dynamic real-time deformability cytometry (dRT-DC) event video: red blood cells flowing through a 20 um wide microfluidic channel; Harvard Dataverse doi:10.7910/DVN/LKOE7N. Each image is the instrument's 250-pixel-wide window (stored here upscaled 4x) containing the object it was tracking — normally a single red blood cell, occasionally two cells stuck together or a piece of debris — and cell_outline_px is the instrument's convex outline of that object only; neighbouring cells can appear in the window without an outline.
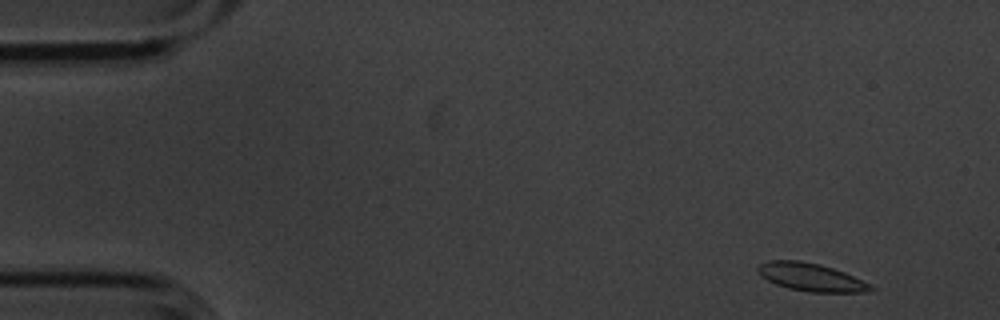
{"species": "common noctule bat (a hibernating species)", "species_latin": "Nyctalus noctula", "temperature_condition": "cold", "stored_images_in_passage": 4, "camera_frame_rate_fps": 3000, "um_per_image_px": 0.085, "animal": {"sex": "male", "body_mass_g": 20.1, "forearm_length_mm": 53.5}, "frame": {"image": 1, "passage_image": 1, "time_ms": 0.0, "image_size_px": [1000, 320], "cell_outline_px": [[876, 288], [868, 292], [808, 292], [788, 288], [776, 284], [768, 280], [756, 272], [756, 268], [760, 264], [768, 260], [800, 260], [820, 264], [844, 272]], "centroid_in_image_um": [68.88, 23.55], "position_along_channel_um": 16.1, "area_um2": 18.26}}
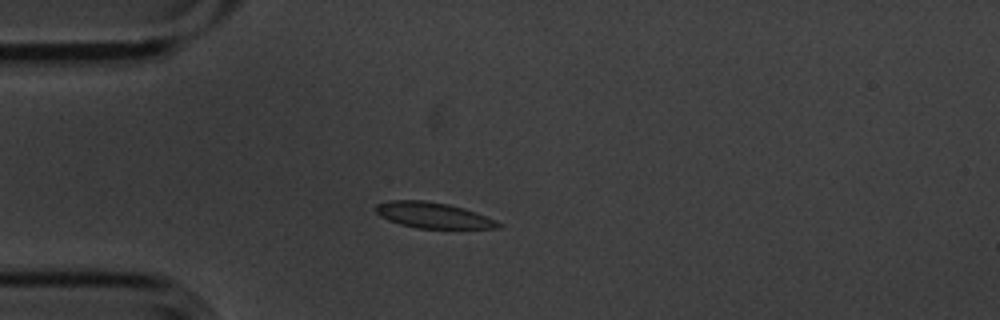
{"frame": {"image": 2, "passage_image": 4, "time_ms": 1.0, "image_size_px": [1000, 320], "cell_outline_px": [[504, 224], [500, 228], [416, 228], [400, 224], [388, 220], [380, 216], [372, 208], [376, 204], [388, 200], [424, 200], [448, 204], [464, 208], [476, 212], [496, 220]], "centroid_in_image_um": [36.79, 18.29], "position_along_channel_um": 48.2, "area_um2": 18.55}}